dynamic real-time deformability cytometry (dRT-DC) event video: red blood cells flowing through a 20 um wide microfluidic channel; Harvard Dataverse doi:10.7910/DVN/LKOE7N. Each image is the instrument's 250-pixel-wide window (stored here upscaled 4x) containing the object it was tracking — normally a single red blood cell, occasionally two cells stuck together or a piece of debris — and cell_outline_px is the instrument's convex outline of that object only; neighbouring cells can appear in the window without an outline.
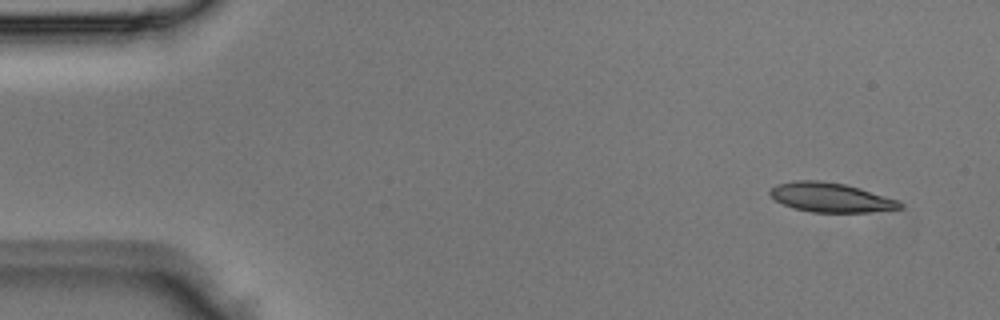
{"species": "Egyptian fruit bat (a non-hibernating species)", "species_latin": "Rousettus aegyptiacus", "temperature_condition": "room temperature", "stored_images_in_passage": 3, "camera_frame_rate_fps": 3000, "um_per_image_px": 0.085, "animal": {"sex": "male"}, "frame": {"image": 1, "passage_image": 1, "time_ms": 0.0, "image_size_px": [1000, 320], "cell_outline_px": [[904, 208], [868, 212], [812, 212], [792, 208], [776, 200], [768, 192], [776, 184], [796, 180], [820, 180], [844, 184], [860, 188], [896, 200], [904, 204]], "centroid_in_image_um": [70.6, 16.78], "position_along_channel_um": 14.4, "area_um2": 22.08}}
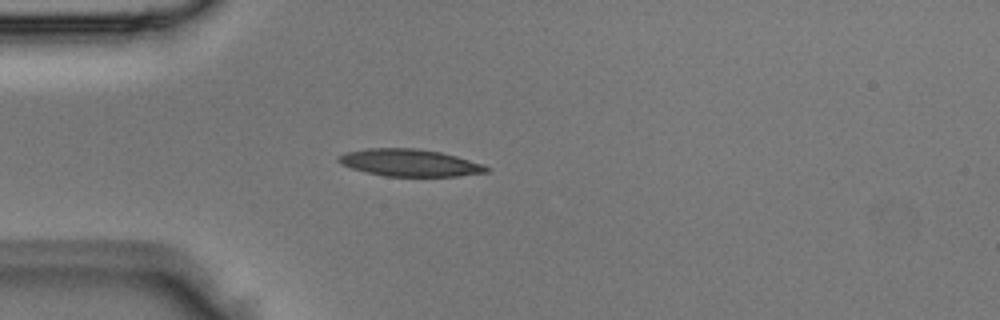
{"frame": {"image": 2, "passage_image": 3, "time_ms": 0.667, "image_size_px": [1000, 320], "cell_outline_px": [[492, 168], [488, 172], [456, 176], [384, 176], [352, 168], [336, 160], [340, 156], [348, 152], [368, 148], [416, 148], [440, 152], [456, 156], [484, 164]], "centroid_in_image_um": [34.9, 13.83], "position_along_channel_um": 50.1, "area_um2": 23.18}}